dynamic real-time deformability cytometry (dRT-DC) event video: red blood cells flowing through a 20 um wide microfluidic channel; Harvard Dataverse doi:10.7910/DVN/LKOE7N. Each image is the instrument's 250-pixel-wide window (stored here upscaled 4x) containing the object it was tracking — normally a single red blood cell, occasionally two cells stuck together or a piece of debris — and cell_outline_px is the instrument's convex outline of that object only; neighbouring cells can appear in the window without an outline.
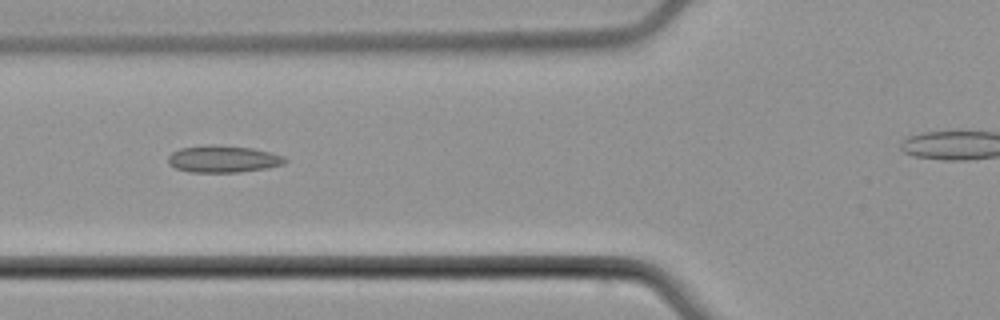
{"species": "common noctule bat (a hibernating species)", "species_latin": "Nyctalus noctula", "temperature_condition": "cold", "stored_images_in_passage": 6, "camera_frame_rate_fps": 3000, "um_per_image_px": 0.085, "animal": {"sex": "male", "body_mass_g": 21.5, "forearm_length_mm": 52.0}, "frame": {"image": 1, "passage_image": 4, "time_ms": 3.667, "image_size_px": [1000, 320], "cell_outline_px": [[288, 160], [284, 164], [268, 168], [240, 172], [188, 172], [176, 168], [168, 164], [168, 156], [172, 152], [180, 148], [208, 144], [252, 148], [284, 156]], "centroid_in_image_um": [18.95, 13.52], "position_along_channel_um": 106.8, "area_um2": 18.44}}
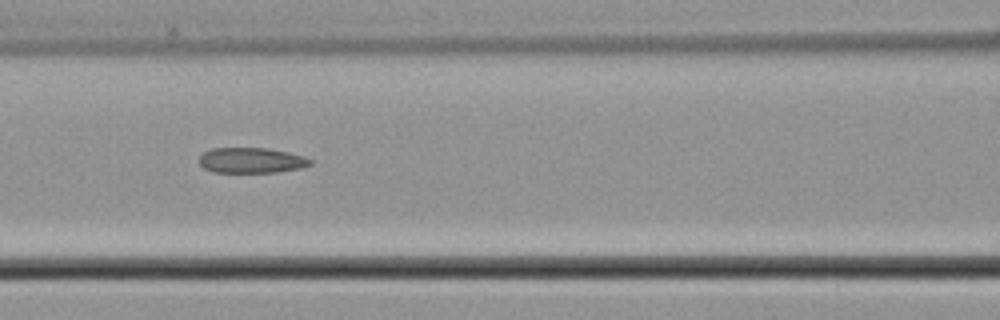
{"frame": {"image": 2, "passage_image": 5, "time_ms": 4.667, "image_size_px": [1000, 320], "cell_outline_px": [[312, 164], [300, 168], [276, 172], [212, 172], [204, 168], [200, 164], [200, 156], [204, 152], [212, 148], [268, 148], [288, 152], [304, 156], [312, 160]], "centroid_in_image_um": [21.37, 13.63], "position_along_channel_um": 145.2, "area_um2": 16.42}}
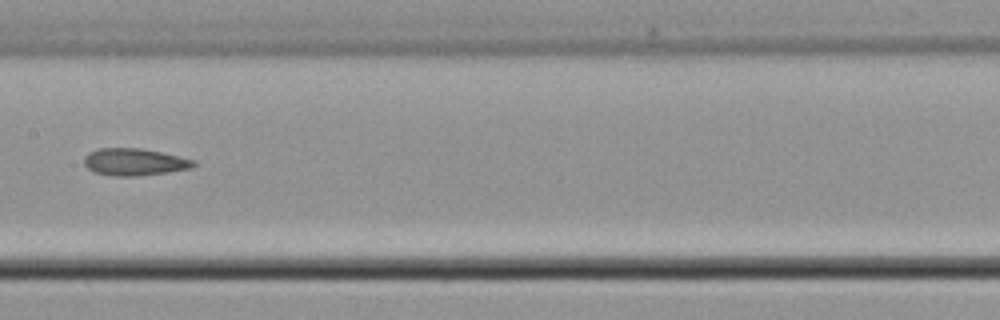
{"frame": {"image": 3, "passage_image": 6, "time_ms": 6.0, "image_size_px": [1000, 320], "cell_outline_px": [[196, 164], [192, 168], [168, 172], [136, 176], [112, 176], [92, 172], [84, 164], [84, 156], [88, 152], [100, 148], [140, 148], [160, 152], [196, 160]], "centroid_in_image_um": [11.4, 13.77], "position_along_channel_um": 196.0, "area_um2": 17.4}}